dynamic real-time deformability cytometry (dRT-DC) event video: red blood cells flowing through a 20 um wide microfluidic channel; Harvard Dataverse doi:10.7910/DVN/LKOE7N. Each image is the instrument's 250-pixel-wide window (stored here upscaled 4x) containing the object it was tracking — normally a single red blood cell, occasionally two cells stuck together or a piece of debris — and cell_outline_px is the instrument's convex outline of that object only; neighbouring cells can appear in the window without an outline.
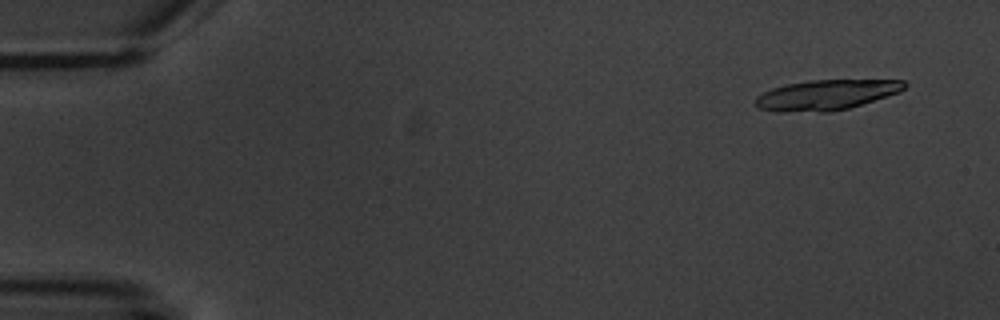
{"species": "common noctule bat (a hibernating species)", "species_latin": "Nyctalus noctula", "temperature_condition": "warm", "stored_images_in_passage": 6, "camera_frame_rate_fps": 3000, "um_per_image_px": 0.085, "animal": {"sex": "male", "body_mass_g": 20.1, "forearm_length_mm": 53.5}, "frame": {"image": 1, "passage_image": 2, "time_ms": 1.0, "image_size_px": [1000, 320], "cell_outline_px": [[908, 84], [900, 92], [848, 108], [832, 112], [776, 112], [760, 108], [756, 104], [756, 96], [772, 88], [784, 84], [808, 80], [904, 80]], "centroid_in_image_um": [70.22, 8.07], "position_along_channel_um": 14.8, "area_um2": 26.3}}